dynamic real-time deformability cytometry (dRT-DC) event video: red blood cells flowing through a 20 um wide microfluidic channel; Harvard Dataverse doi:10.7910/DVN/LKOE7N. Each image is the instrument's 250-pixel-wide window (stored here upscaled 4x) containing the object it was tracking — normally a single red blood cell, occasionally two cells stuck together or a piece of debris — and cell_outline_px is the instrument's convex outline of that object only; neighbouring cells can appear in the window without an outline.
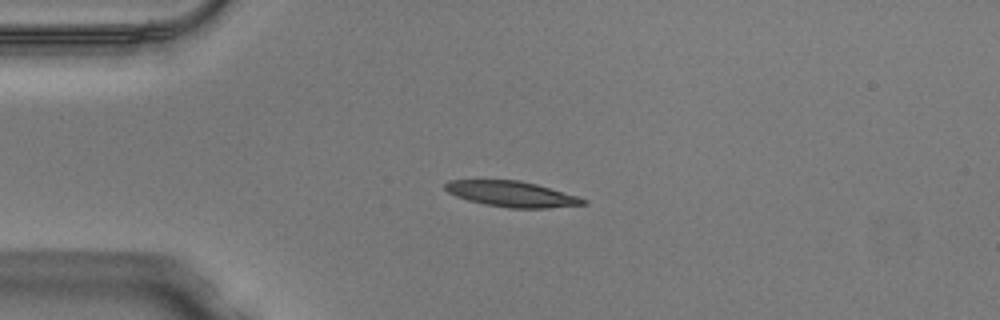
{"species": "Egyptian fruit bat (a non-hibernating species)", "species_latin": "Rousettus aegyptiacus", "temperature_condition": "warm", "stored_images_in_passage": 38, "camera_frame_rate_fps": 3000, "um_per_image_px": 0.085, "animal": {"sex": "male"}, "frame": {"image": 1, "passage_image": 1, "time_ms": 0.0, "image_size_px": [1000, 320], "cell_outline_px": [[588, 204], [548, 208], [508, 208], [484, 204], [468, 200], [456, 196], [448, 192], [444, 188], [444, 184], [448, 180], [516, 180], [536, 184], [576, 196], [588, 200]], "centroid_in_image_um": [43.48, 16.49], "position_along_channel_um": 41.5, "area_um2": 20.52}}
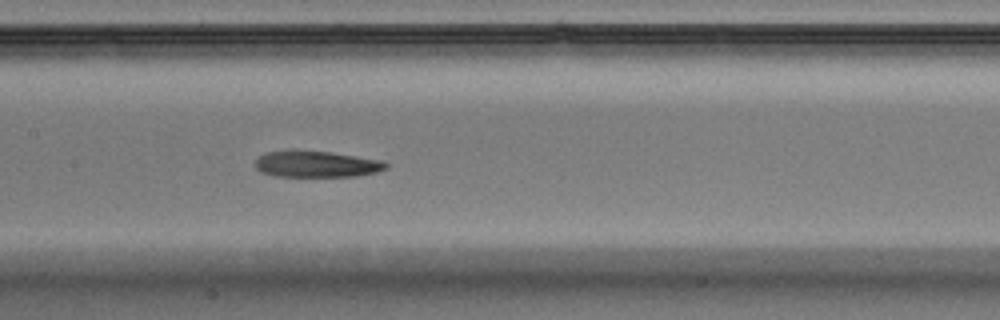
{"frame": {"image": 2, "passage_image": 13, "time_ms": 4.0, "image_size_px": [1000, 320], "cell_outline_px": [[388, 168], [376, 172], [356, 176], [276, 176], [260, 172], [252, 164], [260, 156], [268, 152], [292, 148], [328, 152], [380, 160], [388, 164]], "centroid_in_image_um": [26.82, 13.93], "position_along_channel_um": 180.6, "area_um2": 20.29}}
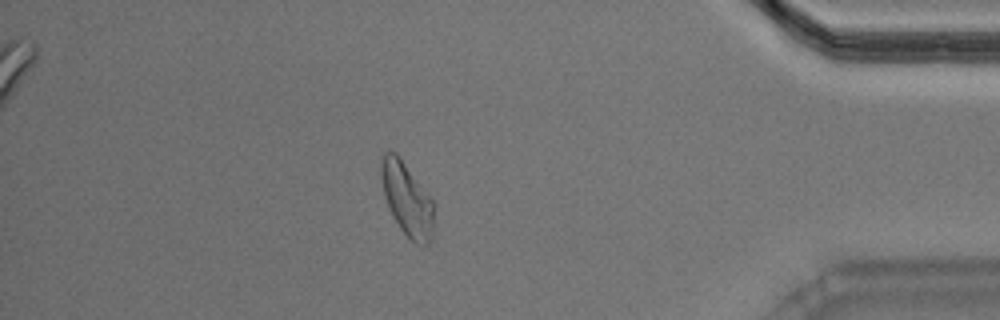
{"frame": {"image": 3, "passage_image": 32, "time_ms": 10.333, "image_size_px": [1000, 320], "cell_outline_px": [[432, 240], [424, 248], [416, 244], [400, 228], [384, 196], [380, 176], [380, 164], [384, 152], [388, 148], [396, 152], [432, 200]], "centroid_in_image_um": [34.56, 16.91], "position_along_channel_um": 400.6, "area_um2": 22.14}, "authors_computed_cell_mechanics": {"area_um2": 21.3282, "velocity_mm_per_s": 4.0795, "shape_relaxation_time_tau1_ms": 6.222, "shape_relaxation_time_tau2_ms": 3.7953, "deformation_change_tau1": 0.1908, "deformation_change_tau2": 0.1354}}